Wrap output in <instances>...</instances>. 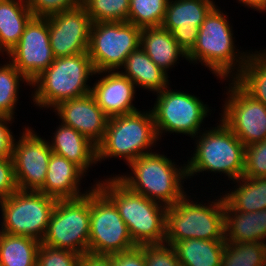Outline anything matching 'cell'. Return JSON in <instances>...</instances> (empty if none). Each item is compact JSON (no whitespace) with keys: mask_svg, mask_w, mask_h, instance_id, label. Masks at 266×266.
Listing matches in <instances>:
<instances>
[{"mask_svg":"<svg viewBox=\"0 0 266 266\" xmlns=\"http://www.w3.org/2000/svg\"><path fill=\"white\" fill-rule=\"evenodd\" d=\"M5 61V63H4ZM0 63V115L15 118L19 101V90L31 83L7 59ZM22 84V85H21Z\"/></svg>","mask_w":266,"mask_h":266,"instance_id":"obj_30","label":"cell"},{"mask_svg":"<svg viewBox=\"0 0 266 266\" xmlns=\"http://www.w3.org/2000/svg\"><path fill=\"white\" fill-rule=\"evenodd\" d=\"M17 190L12 158L0 157V199L7 198Z\"/></svg>","mask_w":266,"mask_h":266,"instance_id":"obj_38","label":"cell"},{"mask_svg":"<svg viewBox=\"0 0 266 266\" xmlns=\"http://www.w3.org/2000/svg\"><path fill=\"white\" fill-rule=\"evenodd\" d=\"M220 266H266V243L226 242Z\"/></svg>","mask_w":266,"mask_h":266,"instance_id":"obj_31","label":"cell"},{"mask_svg":"<svg viewBox=\"0 0 266 266\" xmlns=\"http://www.w3.org/2000/svg\"><path fill=\"white\" fill-rule=\"evenodd\" d=\"M94 74L88 52L55 58L53 63L31 82L30 89H34L28 97H31L30 101L36 108L51 110L64 100L91 93L90 83Z\"/></svg>","mask_w":266,"mask_h":266,"instance_id":"obj_5","label":"cell"},{"mask_svg":"<svg viewBox=\"0 0 266 266\" xmlns=\"http://www.w3.org/2000/svg\"><path fill=\"white\" fill-rule=\"evenodd\" d=\"M225 241L266 243V209L255 212L233 211L225 203Z\"/></svg>","mask_w":266,"mask_h":266,"instance_id":"obj_24","label":"cell"},{"mask_svg":"<svg viewBox=\"0 0 266 266\" xmlns=\"http://www.w3.org/2000/svg\"><path fill=\"white\" fill-rule=\"evenodd\" d=\"M140 47L167 74L170 69L173 71L179 61L185 59L188 62L186 52L175 41L172 33L162 26L143 28Z\"/></svg>","mask_w":266,"mask_h":266,"instance_id":"obj_22","label":"cell"},{"mask_svg":"<svg viewBox=\"0 0 266 266\" xmlns=\"http://www.w3.org/2000/svg\"><path fill=\"white\" fill-rule=\"evenodd\" d=\"M157 142L151 109L110 117L104 138L97 145V163L119 158L128 166L136 158L154 152Z\"/></svg>","mask_w":266,"mask_h":266,"instance_id":"obj_7","label":"cell"},{"mask_svg":"<svg viewBox=\"0 0 266 266\" xmlns=\"http://www.w3.org/2000/svg\"><path fill=\"white\" fill-rule=\"evenodd\" d=\"M15 122L14 118L0 115V157H12L15 134L11 127Z\"/></svg>","mask_w":266,"mask_h":266,"instance_id":"obj_39","label":"cell"},{"mask_svg":"<svg viewBox=\"0 0 266 266\" xmlns=\"http://www.w3.org/2000/svg\"><path fill=\"white\" fill-rule=\"evenodd\" d=\"M119 71L139 90L141 88L153 94L161 92L171 83L169 74L159 68L140 46L127 56Z\"/></svg>","mask_w":266,"mask_h":266,"instance_id":"obj_23","label":"cell"},{"mask_svg":"<svg viewBox=\"0 0 266 266\" xmlns=\"http://www.w3.org/2000/svg\"><path fill=\"white\" fill-rule=\"evenodd\" d=\"M249 96L266 106V47L249 50L246 63L233 79Z\"/></svg>","mask_w":266,"mask_h":266,"instance_id":"obj_28","label":"cell"},{"mask_svg":"<svg viewBox=\"0 0 266 266\" xmlns=\"http://www.w3.org/2000/svg\"><path fill=\"white\" fill-rule=\"evenodd\" d=\"M0 55L1 57H4L3 55H6V54L0 49Z\"/></svg>","mask_w":266,"mask_h":266,"instance_id":"obj_44","label":"cell"},{"mask_svg":"<svg viewBox=\"0 0 266 266\" xmlns=\"http://www.w3.org/2000/svg\"><path fill=\"white\" fill-rule=\"evenodd\" d=\"M111 261L112 266H146L144 250L140 246L111 254Z\"/></svg>","mask_w":266,"mask_h":266,"instance_id":"obj_40","label":"cell"},{"mask_svg":"<svg viewBox=\"0 0 266 266\" xmlns=\"http://www.w3.org/2000/svg\"><path fill=\"white\" fill-rule=\"evenodd\" d=\"M141 30L129 22L92 23L88 54L95 72L119 70L140 46Z\"/></svg>","mask_w":266,"mask_h":266,"instance_id":"obj_12","label":"cell"},{"mask_svg":"<svg viewBox=\"0 0 266 266\" xmlns=\"http://www.w3.org/2000/svg\"><path fill=\"white\" fill-rule=\"evenodd\" d=\"M169 0H130L128 21L143 29L162 25Z\"/></svg>","mask_w":266,"mask_h":266,"instance_id":"obj_32","label":"cell"},{"mask_svg":"<svg viewBox=\"0 0 266 266\" xmlns=\"http://www.w3.org/2000/svg\"><path fill=\"white\" fill-rule=\"evenodd\" d=\"M219 118L245 145L266 139V106L249 96L234 80H225ZM226 90V91H225Z\"/></svg>","mask_w":266,"mask_h":266,"instance_id":"obj_13","label":"cell"},{"mask_svg":"<svg viewBox=\"0 0 266 266\" xmlns=\"http://www.w3.org/2000/svg\"><path fill=\"white\" fill-rule=\"evenodd\" d=\"M21 130L15 138L11 157L17 189L39 191L44 186L52 150L48 140L35 128L25 125Z\"/></svg>","mask_w":266,"mask_h":266,"instance_id":"obj_14","label":"cell"},{"mask_svg":"<svg viewBox=\"0 0 266 266\" xmlns=\"http://www.w3.org/2000/svg\"><path fill=\"white\" fill-rule=\"evenodd\" d=\"M34 17H49L82 5V0H26Z\"/></svg>","mask_w":266,"mask_h":266,"instance_id":"obj_37","label":"cell"},{"mask_svg":"<svg viewBox=\"0 0 266 266\" xmlns=\"http://www.w3.org/2000/svg\"><path fill=\"white\" fill-rule=\"evenodd\" d=\"M52 112L64 125L74 128L96 146L103 140L109 117L96 103L91 93L64 100Z\"/></svg>","mask_w":266,"mask_h":266,"instance_id":"obj_18","label":"cell"},{"mask_svg":"<svg viewBox=\"0 0 266 266\" xmlns=\"http://www.w3.org/2000/svg\"><path fill=\"white\" fill-rule=\"evenodd\" d=\"M221 9L216 3L206 15L199 27L195 46L187 56L190 65L200 63L216 79L224 82L233 80L239 74L246 63L249 50L238 49L229 13H224Z\"/></svg>","mask_w":266,"mask_h":266,"instance_id":"obj_1","label":"cell"},{"mask_svg":"<svg viewBox=\"0 0 266 266\" xmlns=\"http://www.w3.org/2000/svg\"><path fill=\"white\" fill-rule=\"evenodd\" d=\"M80 266H112L111 255L86 253L82 255Z\"/></svg>","mask_w":266,"mask_h":266,"instance_id":"obj_41","label":"cell"},{"mask_svg":"<svg viewBox=\"0 0 266 266\" xmlns=\"http://www.w3.org/2000/svg\"><path fill=\"white\" fill-rule=\"evenodd\" d=\"M90 192L74 199L57 200L41 243L53 248L88 253Z\"/></svg>","mask_w":266,"mask_h":266,"instance_id":"obj_9","label":"cell"},{"mask_svg":"<svg viewBox=\"0 0 266 266\" xmlns=\"http://www.w3.org/2000/svg\"><path fill=\"white\" fill-rule=\"evenodd\" d=\"M46 18L55 58L88 52L92 21L82 5Z\"/></svg>","mask_w":266,"mask_h":266,"instance_id":"obj_16","label":"cell"},{"mask_svg":"<svg viewBox=\"0 0 266 266\" xmlns=\"http://www.w3.org/2000/svg\"><path fill=\"white\" fill-rule=\"evenodd\" d=\"M245 178L266 177V139L245 146Z\"/></svg>","mask_w":266,"mask_h":266,"instance_id":"obj_35","label":"cell"},{"mask_svg":"<svg viewBox=\"0 0 266 266\" xmlns=\"http://www.w3.org/2000/svg\"><path fill=\"white\" fill-rule=\"evenodd\" d=\"M154 151L133 160L128 165L131 171L118 175L113 173L110 176H116L131 191L150 200L165 206L174 205L189 192L184 187L188 180L186 162L183 161L179 166L164 151Z\"/></svg>","mask_w":266,"mask_h":266,"instance_id":"obj_2","label":"cell"},{"mask_svg":"<svg viewBox=\"0 0 266 266\" xmlns=\"http://www.w3.org/2000/svg\"><path fill=\"white\" fill-rule=\"evenodd\" d=\"M82 255L74 251L40 244L37 266H80Z\"/></svg>","mask_w":266,"mask_h":266,"instance_id":"obj_34","label":"cell"},{"mask_svg":"<svg viewBox=\"0 0 266 266\" xmlns=\"http://www.w3.org/2000/svg\"><path fill=\"white\" fill-rule=\"evenodd\" d=\"M215 127H206L193 138L194 149L186 157L187 178L201 173L220 174L229 181L241 178L245 169V145L219 119Z\"/></svg>","mask_w":266,"mask_h":266,"instance_id":"obj_4","label":"cell"},{"mask_svg":"<svg viewBox=\"0 0 266 266\" xmlns=\"http://www.w3.org/2000/svg\"><path fill=\"white\" fill-rule=\"evenodd\" d=\"M26 0H0V49L7 54L33 18Z\"/></svg>","mask_w":266,"mask_h":266,"instance_id":"obj_26","label":"cell"},{"mask_svg":"<svg viewBox=\"0 0 266 266\" xmlns=\"http://www.w3.org/2000/svg\"><path fill=\"white\" fill-rule=\"evenodd\" d=\"M56 203L57 199L40 191L18 189L2 199L5 233L28 236L41 242Z\"/></svg>","mask_w":266,"mask_h":266,"instance_id":"obj_11","label":"cell"},{"mask_svg":"<svg viewBox=\"0 0 266 266\" xmlns=\"http://www.w3.org/2000/svg\"><path fill=\"white\" fill-rule=\"evenodd\" d=\"M0 211H1V221H0V237L5 233V230H4V224H3V205H2V200L0 199Z\"/></svg>","mask_w":266,"mask_h":266,"instance_id":"obj_43","label":"cell"},{"mask_svg":"<svg viewBox=\"0 0 266 266\" xmlns=\"http://www.w3.org/2000/svg\"><path fill=\"white\" fill-rule=\"evenodd\" d=\"M244 8H252L253 11L266 13V0H236Z\"/></svg>","mask_w":266,"mask_h":266,"instance_id":"obj_42","label":"cell"},{"mask_svg":"<svg viewBox=\"0 0 266 266\" xmlns=\"http://www.w3.org/2000/svg\"><path fill=\"white\" fill-rule=\"evenodd\" d=\"M55 128V131L51 133L52 136H49L51 141L47 138L52 152L75 163L89 175V168L98 166L97 146L74 128L60 121Z\"/></svg>","mask_w":266,"mask_h":266,"instance_id":"obj_21","label":"cell"},{"mask_svg":"<svg viewBox=\"0 0 266 266\" xmlns=\"http://www.w3.org/2000/svg\"><path fill=\"white\" fill-rule=\"evenodd\" d=\"M144 250L146 266H181L171 244H147L140 246Z\"/></svg>","mask_w":266,"mask_h":266,"instance_id":"obj_36","label":"cell"},{"mask_svg":"<svg viewBox=\"0 0 266 266\" xmlns=\"http://www.w3.org/2000/svg\"><path fill=\"white\" fill-rule=\"evenodd\" d=\"M188 193L167 206L165 243L187 239L225 240V201L221 192L204 201Z\"/></svg>","mask_w":266,"mask_h":266,"instance_id":"obj_6","label":"cell"},{"mask_svg":"<svg viewBox=\"0 0 266 266\" xmlns=\"http://www.w3.org/2000/svg\"><path fill=\"white\" fill-rule=\"evenodd\" d=\"M130 0H82V6L97 22H127Z\"/></svg>","mask_w":266,"mask_h":266,"instance_id":"obj_33","label":"cell"},{"mask_svg":"<svg viewBox=\"0 0 266 266\" xmlns=\"http://www.w3.org/2000/svg\"><path fill=\"white\" fill-rule=\"evenodd\" d=\"M169 85L161 92L154 94L155 98L153 108H150L153 114L155 129L159 141L164 135L169 136L186 135L191 140L204 130L203 124L206 118L211 117L212 108L200 99V97L189 91L175 90ZM171 88V89H170ZM203 126V128H201Z\"/></svg>","mask_w":266,"mask_h":266,"instance_id":"obj_8","label":"cell"},{"mask_svg":"<svg viewBox=\"0 0 266 266\" xmlns=\"http://www.w3.org/2000/svg\"><path fill=\"white\" fill-rule=\"evenodd\" d=\"M86 176L88 175L75 163L52 152L44 186L39 191L57 200L79 198L95 186L91 183L87 189L81 188V184H85L82 179L85 177L86 180Z\"/></svg>","mask_w":266,"mask_h":266,"instance_id":"obj_20","label":"cell"},{"mask_svg":"<svg viewBox=\"0 0 266 266\" xmlns=\"http://www.w3.org/2000/svg\"><path fill=\"white\" fill-rule=\"evenodd\" d=\"M136 247L114 203L95 185L90 191L88 253L111 255Z\"/></svg>","mask_w":266,"mask_h":266,"instance_id":"obj_10","label":"cell"},{"mask_svg":"<svg viewBox=\"0 0 266 266\" xmlns=\"http://www.w3.org/2000/svg\"><path fill=\"white\" fill-rule=\"evenodd\" d=\"M94 77L98 79L91 83V95L109 118L140 110L133 103L136 85L119 70L95 72Z\"/></svg>","mask_w":266,"mask_h":266,"instance_id":"obj_19","label":"cell"},{"mask_svg":"<svg viewBox=\"0 0 266 266\" xmlns=\"http://www.w3.org/2000/svg\"><path fill=\"white\" fill-rule=\"evenodd\" d=\"M171 244L181 266H220L225 240L187 239Z\"/></svg>","mask_w":266,"mask_h":266,"instance_id":"obj_27","label":"cell"},{"mask_svg":"<svg viewBox=\"0 0 266 266\" xmlns=\"http://www.w3.org/2000/svg\"><path fill=\"white\" fill-rule=\"evenodd\" d=\"M93 184L114 203L136 246L165 242L167 206L131 191L116 176Z\"/></svg>","mask_w":266,"mask_h":266,"instance_id":"obj_3","label":"cell"},{"mask_svg":"<svg viewBox=\"0 0 266 266\" xmlns=\"http://www.w3.org/2000/svg\"><path fill=\"white\" fill-rule=\"evenodd\" d=\"M40 244L28 236L4 233L0 237L1 266H37Z\"/></svg>","mask_w":266,"mask_h":266,"instance_id":"obj_29","label":"cell"},{"mask_svg":"<svg viewBox=\"0 0 266 266\" xmlns=\"http://www.w3.org/2000/svg\"><path fill=\"white\" fill-rule=\"evenodd\" d=\"M214 0H169L162 27L172 33L188 54L195 46L198 31L206 15L216 5Z\"/></svg>","mask_w":266,"mask_h":266,"instance_id":"obj_17","label":"cell"},{"mask_svg":"<svg viewBox=\"0 0 266 266\" xmlns=\"http://www.w3.org/2000/svg\"><path fill=\"white\" fill-rule=\"evenodd\" d=\"M230 183L235 185L224 192L222 188L221 194L233 211L255 212L266 209V177L242 176Z\"/></svg>","mask_w":266,"mask_h":266,"instance_id":"obj_25","label":"cell"},{"mask_svg":"<svg viewBox=\"0 0 266 266\" xmlns=\"http://www.w3.org/2000/svg\"><path fill=\"white\" fill-rule=\"evenodd\" d=\"M17 70L31 83L54 61L50 46L48 19L33 17L19 42L6 54Z\"/></svg>","mask_w":266,"mask_h":266,"instance_id":"obj_15","label":"cell"}]
</instances>
